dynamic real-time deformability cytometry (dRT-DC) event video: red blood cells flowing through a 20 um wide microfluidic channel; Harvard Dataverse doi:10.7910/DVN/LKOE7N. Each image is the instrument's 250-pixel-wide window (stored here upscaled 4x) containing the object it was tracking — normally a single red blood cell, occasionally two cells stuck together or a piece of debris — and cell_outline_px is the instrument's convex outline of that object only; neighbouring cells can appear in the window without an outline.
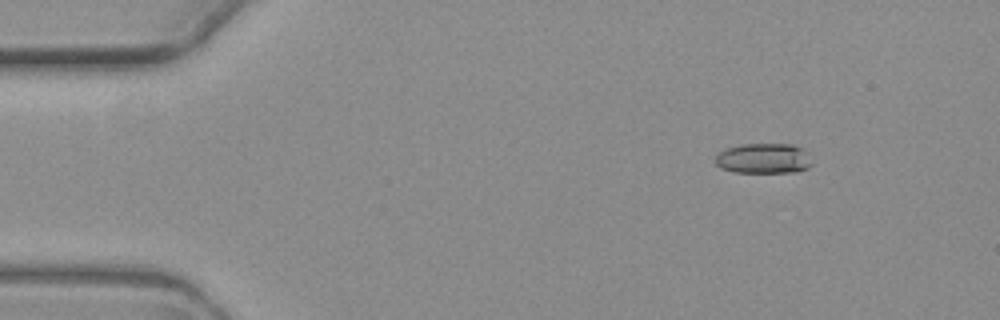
{"species": "common noctule bat (a hibernating species)", "species_latin": "Nyctalus noctula", "temperature_condition": "warm", "stored_images_in_passage": 5, "camera_frame_rate_fps": 3000, "um_per_image_px": 0.085, "animal": {"sex": "female", "body_mass_g": 19.3, "forearm_length_mm": 54.1}, "frame": {"image": 1, "passage_image": 1, "time_ms": 0.0, "image_size_px": [1000, 320], "cell_outline_px": [[812, 164], [808, 168], [796, 172], [732, 172], [720, 168], [716, 164], [716, 156], [724, 148], [740, 144], [792, 144], [808, 152]], "centroid_in_image_um": [64.9, 13.47], "position_along_channel_um": 20.1, "area_um2": 17.17}}
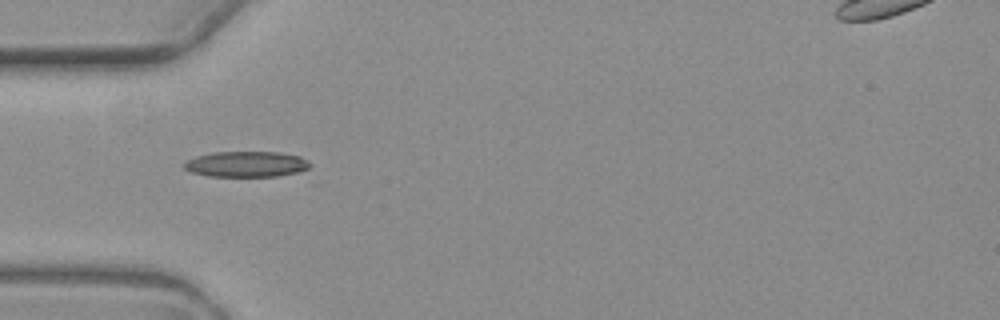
{"frame": {"image": 2, "passage_image": 4, "time_ms": 3.667, "image_size_px": [1000, 320], "cell_outline_px": [[308, 168], [304, 172], [276, 176], [208, 176], [188, 172], [180, 164], [184, 160], [196, 156], [212, 152], [280, 152], [300, 156], [308, 160]], "centroid_in_image_um": [20.88, 13.95], "position_along_channel_um": 64.1, "area_um2": 19.19}}
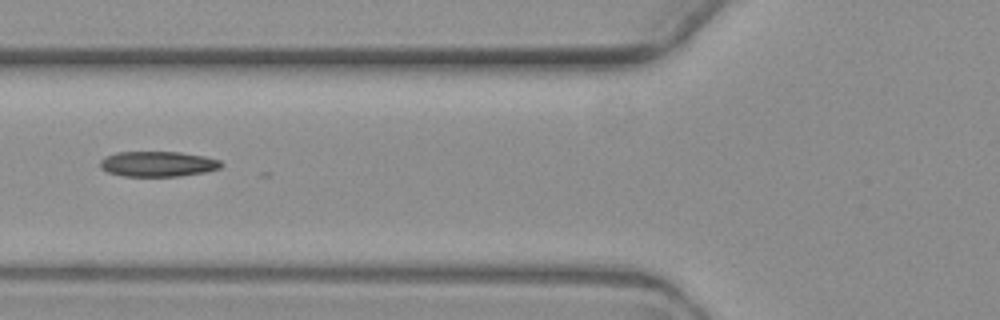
{"frame": {"image": 3, "passage_image": 5, "time_ms": 5.0, "image_size_px": [1000, 320], "cell_outline_px": [[224, 164], [220, 168], [204, 172], [180, 176], [124, 176], [108, 172], [100, 168], [100, 160], [104, 156], [116, 152], [180, 152], [204, 156], [220, 160]], "centroid_in_image_um": [13.4, 13.93], "position_along_channel_um": 112.4, "area_um2": 17.92}}